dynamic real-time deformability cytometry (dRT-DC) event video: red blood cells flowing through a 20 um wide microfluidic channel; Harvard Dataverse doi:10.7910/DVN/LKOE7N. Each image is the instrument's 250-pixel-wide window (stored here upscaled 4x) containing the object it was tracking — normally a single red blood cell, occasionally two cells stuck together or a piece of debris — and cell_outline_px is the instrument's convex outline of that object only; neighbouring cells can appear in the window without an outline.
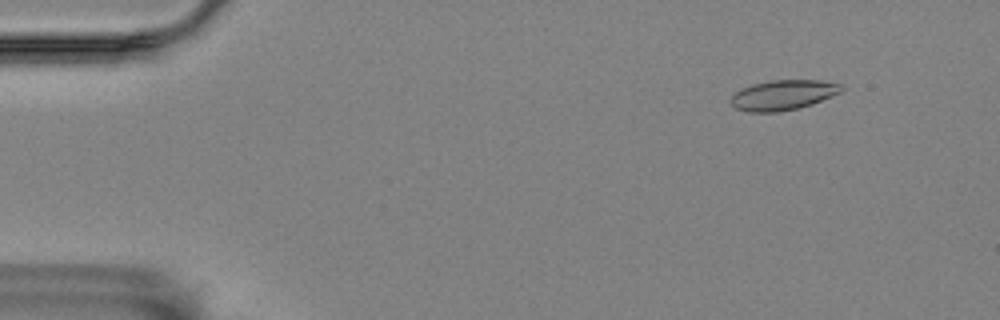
{"species": "Egyptian fruit bat (a non-hibernating species)", "species_latin": "Rousettus aegyptiacus", "temperature_condition": "room temperature", "stored_images_in_passage": 31, "camera_frame_rate_fps": 3000, "um_per_image_px": 0.085, "animal": {"sex": "female"}, "frame": {"image": 1, "passage_image": 2, "time_ms": 0.333, "image_size_px": [1000, 320], "cell_outline_px": [[844, 88], [840, 92], [812, 104], [800, 108], [780, 112], [748, 112], [736, 108], [732, 104], [732, 96], [736, 92], [752, 84], [772, 80], [820, 80], [840, 84]], "centroid_in_image_um": [66.58, 8.08], "position_along_channel_um": 18.4, "area_um2": 19.19}}
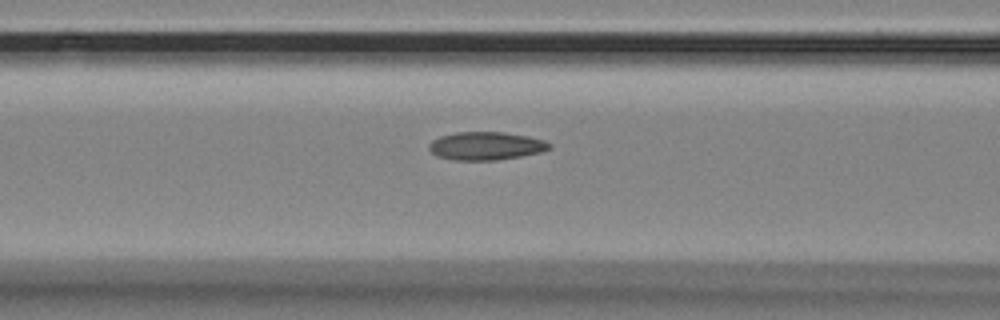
{"frame": {"image": 2, "passage_image": 19, "time_ms": 6.0, "image_size_px": [1000, 320], "cell_outline_px": [[552, 148], [540, 152], [520, 156], [496, 160], [456, 160], [436, 156], [428, 148], [428, 144], [432, 140], [440, 136], [456, 132], [504, 132], [528, 136], [544, 140], [552, 144]], "centroid_in_image_um": [41.3, 12.4], "position_along_channel_um": 125.3, "area_um2": 19.77}}
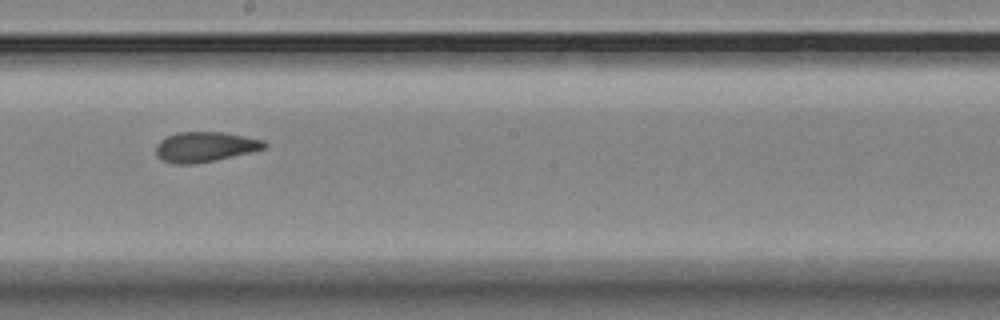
{"frame": {"image": 3, "passage_image": 28, "time_ms": 9.0, "image_size_px": [1000, 320], "cell_outline_px": [[268, 144], [264, 148], [252, 152], [192, 164], [172, 164], [160, 160], [156, 156], [156, 144], [164, 136], [176, 132], [224, 132], [264, 140]], "centroid_in_image_um": [17.37, 12.47], "position_along_channel_um": 230.8, "area_um2": 19.13}}